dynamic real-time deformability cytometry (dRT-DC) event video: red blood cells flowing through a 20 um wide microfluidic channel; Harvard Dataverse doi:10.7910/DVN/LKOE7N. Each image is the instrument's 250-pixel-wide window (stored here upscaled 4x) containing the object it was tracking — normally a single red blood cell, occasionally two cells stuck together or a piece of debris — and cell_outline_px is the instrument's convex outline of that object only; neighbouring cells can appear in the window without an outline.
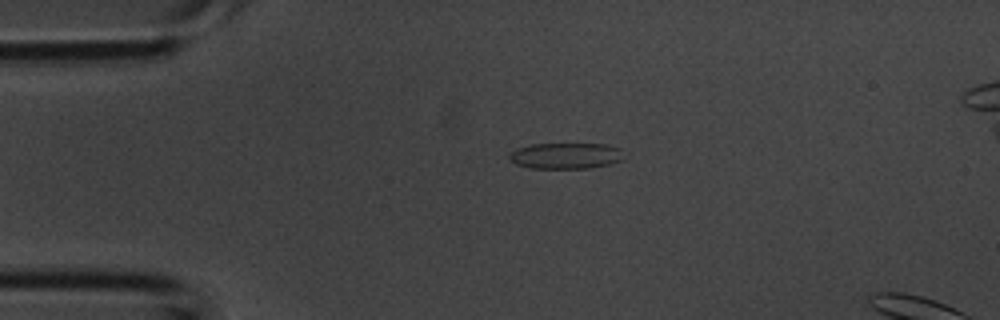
{"species": "common noctule bat (a hibernating species)", "species_latin": "Nyctalus noctula", "temperature_condition": "room temperature", "stored_images_in_passage": 2, "camera_frame_rate_fps": 3000, "um_per_image_px": 0.085, "animal": {"sex": "male", "body_mass_g": 20.1, "forearm_length_mm": 53.5}, "frame": {"image": 1, "passage_image": 1, "time_ms": 0.0, "image_size_px": [1000, 320], "cell_outline_px": [[620, 160], [608, 164], [592, 168], [528, 168], [516, 164], [508, 156], [516, 148], [532, 144], [608, 144], [620, 148]], "centroid_in_image_um": [48.05, 13.24], "position_along_channel_um": 37.0, "area_um2": 17.17}}